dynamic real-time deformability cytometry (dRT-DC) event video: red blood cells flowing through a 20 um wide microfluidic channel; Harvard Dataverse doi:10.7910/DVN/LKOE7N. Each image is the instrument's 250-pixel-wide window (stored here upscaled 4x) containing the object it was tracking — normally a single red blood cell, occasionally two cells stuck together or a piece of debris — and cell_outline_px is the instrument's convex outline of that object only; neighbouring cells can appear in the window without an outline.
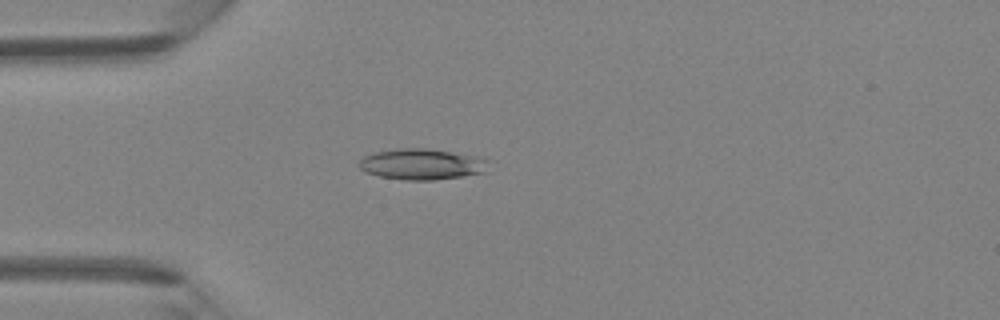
{"species": "Egyptian fruit bat (a non-hibernating species)", "species_latin": "Rousettus aegyptiacus", "temperature_condition": "room temperature", "stored_images_in_passage": 36, "camera_frame_rate_fps": 3000, "um_per_image_px": 0.085, "animal": {"sex": "female"}, "frame": {"image": 1, "passage_image": 3, "time_ms": 0.667, "image_size_px": [1000, 320], "cell_outline_px": [[492, 160], [484, 172], [464, 176], [432, 180], [404, 180], [380, 176], [364, 172], [356, 164], [364, 156], [376, 152], [396, 148], [424, 148], [452, 152], [476, 156]], "centroid_in_image_um": [35.85, 13.95], "position_along_channel_um": 49.1, "area_um2": 23.47}}
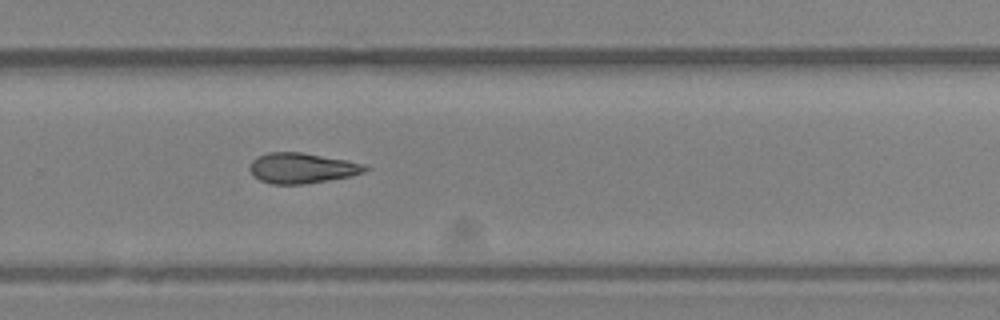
{"frame": {"image": 2, "passage_image": 21, "time_ms": 6.667, "image_size_px": [1000, 320], "cell_outline_px": [[372, 168], [364, 172], [352, 176], [304, 184], [272, 184], [260, 180], [252, 176], [248, 168], [252, 160], [256, 156], [268, 152], [300, 152], [344, 160], [364, 164]], "centroid_in_image_um": [25.63, 14.29], "position_along_channel_um": 304.2, "area_um2": 20.52}}
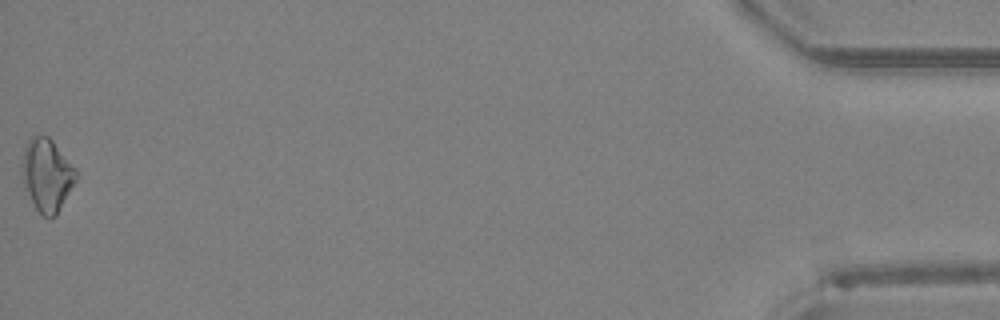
{"frame": {"image": 3, "passage_image": 36, "time_ms": 11.667, "image_size_px": [1000, 320], "cell_outline_px": [[76, 180], [56, 216], [44, 216], [36, 208], [28, 192], [24, 180], [24, 148], [28, 140], [32, 136], [48, 136], [52, 140], [76, 172]], "centroid_in_image_um": [4.0, 14.87], "position_along_channel_um": 431.2, "area_um2": 21.62}}